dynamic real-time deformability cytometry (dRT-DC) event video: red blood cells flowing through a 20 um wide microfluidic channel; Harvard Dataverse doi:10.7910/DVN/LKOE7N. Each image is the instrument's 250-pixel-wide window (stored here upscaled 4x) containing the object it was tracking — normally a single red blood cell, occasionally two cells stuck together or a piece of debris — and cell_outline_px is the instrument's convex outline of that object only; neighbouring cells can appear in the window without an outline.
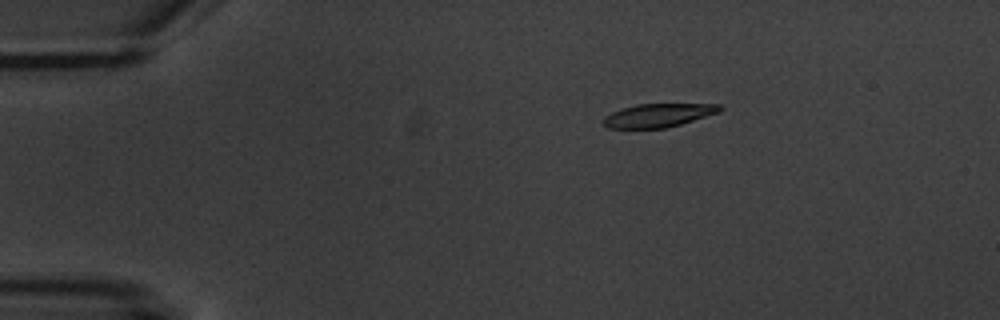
{"species": "common noctule bat (a hibernating species)", "species_latin": "Nyctalus noctula", "temperature_condition": "warm", "stored_images_in_passage": 5, "camera_frame_rate_fps": 3000, "um_per_image_px": 0.085, "animal": {"sex": "male", "body_mass_g": 20.1, "forearm_length_mm": 53.5}, "frame": {"image": 1, "passage_image": 3, "time_ms": 2.333, "image_size_px": [1000, 320], "cell_outline_px": [[724, 108], [720, 112], [680, 124], [664, 128], [608, 128], [600, 120], [604, 116], [620, 108], [636, 104], [720, 104]], "centroid_in_image_um": [55.92, 9.79], "position_along_channel_um": 29.1, "area_um2": 16.01}}